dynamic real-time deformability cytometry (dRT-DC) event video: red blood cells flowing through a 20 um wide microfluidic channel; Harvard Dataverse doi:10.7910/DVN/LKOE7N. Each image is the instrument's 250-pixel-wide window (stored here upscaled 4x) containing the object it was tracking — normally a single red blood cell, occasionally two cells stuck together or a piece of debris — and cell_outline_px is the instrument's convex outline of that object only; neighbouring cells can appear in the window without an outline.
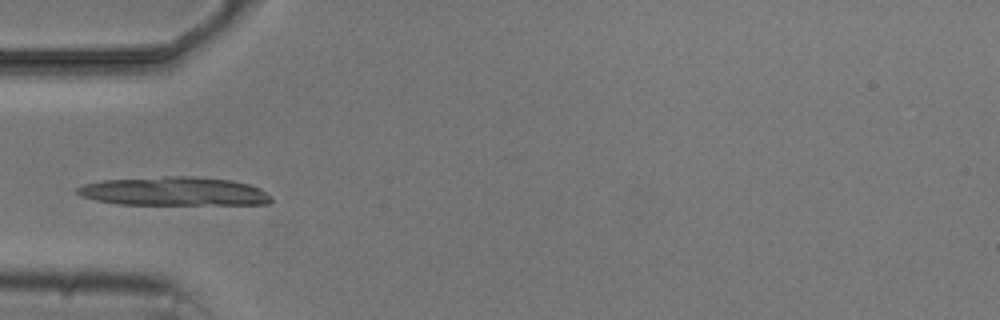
{"species": "common noctule bat (a hibernating species)", "species_latin": "Nyctalus noctula", "temperature_condition": "cold", "stored_images_in_passage": 6, "camera_frame_rate_fps": 3000, "um_per_image_px": 0.085, "animal": {"sex": "male", "body_mass_g": 20.5, "forearm_length_mm": 52.5}, "frame": {"image": 1, "passage_image": 6, "time_ms": 5.667, "image_size_px": [1000, 320], "cell_outline_px": [[272, 200], [268, 204], [116, 204], [96, 200], [80, 196], [76, 192], [76, 188], [84, 184], [104, 180], [164, 176], [196, 176], [232, 180], [248, 184], [260, 188], [272, 196]], "centroid_in_image_um": [14.8, 16.26], "position_along_channel_um": 70.2, "area_um2": 32.54}}